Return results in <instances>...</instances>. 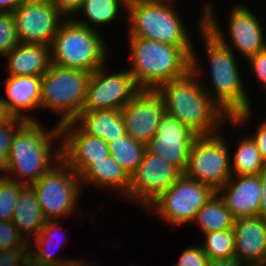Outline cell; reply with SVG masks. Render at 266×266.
<instances>
[{"instance_id": "6da1fadb", "label": "cell", "mask_w": 266, "mask_h": 266, "mask_svg": "<svg viewBox=\"0 0 266 266\" xmlns=\"http://www.w3.org/2000/svg\"><path fill=\"white\" fill-rule=\"evenodd\" d=\"M199 17L201 18L198 21V29L204 43L205 58H208L207 64L210 63L209 77L211 78V85L208 86L209 84L206 81L201 80L205 73L200 67L202 65H200L198 50L195 49V45H193L191 52V71L197 77L201 76L199 79L202 81L204 90L211 100L229 117L228 122L231 126L243 128V125L245 126L252 119V111L254 110H252L253 105L249 98L250 95L246 91V86L243 85L244 80L235 58L236 52L224 46L205 27V11Z\"/></svg>"}, {"instance_id": "7a4b0ae2", "label": "cell", "mask_w": 266, "mask_h": 266, "mask_svg": "<svg viewBox=\"0 0 266 266\" xmlns=\"http://www.w3.org/2000/svg\"><path fill=\"white\" fill-rule=\"evenodd\" d=\"M43 126L40 119L24 121L17 128L3 176L18 183L32 185L61 160L60 126L56 124L49 130ZM54 142L59 144L56 146Z\"/></svg>"}, {"instance_id": "3957f363", "label": "cell", "mask_w": 266, "mask_h": 266, "mask_svg": "<svg viewBox=\"0 0 266 266\" xmlns=\"http://www.w3.org/2000/svg\"><path fill=\"white\" fill-rule=\"evenodd\" d=\"M156 91L163 100L165 113L178 119L198 136L217 134L228 125L229 117L211 100L199 77L191 70L162 84Z\"/></svg>"}, {"instance_id": "277c9868", "label": "cell", "mask_w": 266, "mask_h": 266, "mask_svg": "<svg viewBox=\"0 0 266 266\" xmlns=\"http://www.w3.org/2000/svg\"><path fill=\"white\" fill-rule=\"evenodd\" d=\"M128 44V70L140 90H156L191 70V56L179 46L144 38H128Z\"/></svg>"}, {"instance_id": "5b68a950", "label": "cell", "mask_w": 266, "mask_h": 266, "mask_svg": "<svg viewBox=\"0 0 266 266\" xmlns=\"http://www.w3.org/2000/svg\"><path fill=\"white\" fill-rule=\"evenodd\" d=\"M172 0L135 3L127 7V38H144L183 48L190 56L192 36L178 15ZM174 6V7H173Z\"/></svg>"}, {"instance_id": "8992f818", "label": "cell", "mask_w": 266, "mask_h": 266, "mask_svg": "<svg viewBox=\"0 0 266 266\" xmlns=\"http://www.w3.org/2000/svg\"><path fill=\"white\" fill-rule=\"evenodd\" d=\"M97 30L65 19L51 44V64L93 73L108 61L109 46Z\"/></svg>"}, {"instance_id": "52a82bcc", "label": "cell", "mask_w": 266, "mask_h": 266, "mask_svg": "<svg viewBox=\"0 0 266 266\" xmlns=\"http://www.w3.org/2000/svg\"><path fill=\"white\" fill-rule=\"evenodd\" d=\"M91 73L51 64L41 79L40 110L60 116L57 125L72 122L83 110Z\"/></svg>"}, {"instance_id": "ba28073f", "label": "cell", "mask_w": 266, "mask_h": 266, "mask_svg": "<svg viewBox=\"0 0 266 266\" xmlns=\"http://www.w3.org/2000/svg\"><path fill=\"white\" fill-rule=\"evenodd\" d=\"M213 2H205L203 10L205 11V27L227 48L238 52L246 62L255 56L259 51L266 47V38H264V28L255 11L246 7L244 4H234L232 10L229 9L227 29L225 34L219 27ZM214 10V11H213ZM217 19V20H216ZM264 31V32H263ZM228 35L229 39H226ZM230 42V43H229ZM229 43V44H228Z\"/></svg>"}, {"instance_id": "9c48e42d", "label": "cell", "mask_w": 266, "mask_h": 266, "mask_svg": "<svg viewBox=\"0 0 266 266\" xmlns=\"http://www.w3.org/2000/svg\"><path fill=\"white\" fill-rule=\"evenodd\" d=\"M32 186L46 221L74 215L73 211L76 210L83 189L79 175L62 159Z\"/></svg>"}, {"instance_id": "30bf717a", "label": "cell", "mask_w": 266, "mask_h": 266, "mask_svg": "<svg viewBox=\"0 0 266 266\" xmlns=\"http://www.w3.org/2000/svg\"><path fill=\"white\" fill-rule=\"evenodd\" d=\"M216 193L211 186L183 173L168 190L161 193L145 209L147 213L151 214L153 211L174 226L192 224L197 212Z\"/></svg>"}, {"instance_id": "8fae6325", "label": "cell", "mask_w": 266, "mask_h": 266, "mask_svg": "<svg viewBox=\"0 0 266 266\" xmlns=\"http://www.w3.org/2000/svg\"><path fill=\"white\" fill-rule=\"evenodd\" d=\"M222 133L198 136L190 148L184 174L211 186L216 192L231 178L230 151Z\"/></svg>"}, {"instance_id": "7c38bea8", "label": "cell", "mask_w": 266, "mask_h": 266, "mask_svg": "<svg viewBox=\"0 0 266 266\" xmlns=\"http://www.w3.org/2000/svg\"><path fill=\"white\" fill-rule=\"evenodd\" d=\"M106 68L105 64L91 73L82 111L121 110L140 91L129 70L110 74Z\"/></svg>"}, {"instance_id": "4fadbf2b", "label": "cell", "mask_w": 266, "mask_h": 266, "mask_svg": "<svg viewBox=\"0 0 266 266\" xmlns=\"http://www.w3.org/2000/svg\"><path fill=\"white\" fill-rule=\"evenodd\" d=\"M183 173L173 164L146 150L137 169L130 175L127 199L145 209L168 190Z\"/></svg>"}, {"instance_id": "5bb4252c", "label": "cell", "mask_w": 266, "mask_h": 266, "mask_svg": "<svg viewBox=\"0 0 266 266\" xmlns=\"http://www.w3.org/2000/svg\"><path fill=\"white\" fill-rule=\"evenodd\" d=\"M13 15L20 43L48 46L66 19L51 1L45 0H24Z\"/></svg>"}, {"instance_id": "9a60e30c", "label": "cell", "mask_w": 266, "mask_h": 266, "mask_svg": "<svg viewBox=\"0 0 266 266\" xmlns=\"http://www.w3.org/2000/svg\"><path fill=\"white\" fill-rule=\"evenodd\" d=\"M126 134L143 145L156 135L165 114L163 100L156 90H140L121 109Z\"/></svg>"}, {"instance_id": "2e32d148", "label": "cell", "mask_w": 266, "mask_h": 266, "mask_svg": "<svg viewBox=\"0 0 266 266\" xmlns=\"http://www.w3.org/2000/svg\"><path fill=\"white\" fill-rule=\"evenodd\" d=\"M197 137L189 127L165 113L160 119L156 135L146 145V150L164 158L184 173L190 148Z\"/></svg>"}, {"instance_id": "e0dca14e", "label": "cell", "mask_w": 266, "mask_h": 266, "mask_svg": "<svg viewBox=\"0 0 266 266\" xmlns=\"http://www.w3.org/2000/svg\"><path fill=\"white\" fill-rule=\"evenodd\" d=\"M61 159L79 176L95 161L110 155L108 143L83 133L73 122L60 126Z\"/></svg>"}, {"instance_id": "ac0fdd59", "label": "cell", "mask_w": 266, "mask_h": 266, "mask_svg": "<svg viewBox=\"0 0 266 266\" xmlns=\"http://www.w3.org/2000/svg\"><path fill=\"white\" fill-rule=\"evenodd\" d=\"M261 193L258 175H232L217 191L235 220L258 216Z\"/></svg>"}, {"instance_id": "d6986e66", "label": "cell", "mask_w": 266, "mask_h": 266, "mask_svg": "<svg viewBox=\"0 0 266 266\" xmlns=\"http://www.w3.org/2000/svg\"><path fill=\"white\" fill-rule=\"evenodd\" d=\"M232 230L235 258L241 263L266 265V219L260 216L236 219Z\"/></svg>"}, {"instance_id": "ffe728a7", "label": "cell", "mask_w": 266, "mask_h": 266, "mask_svg": "<svg viewBox=\"0 0 266 266\" xmlns=\"http://www.w3.org/2000/svg\"><path fill=\"white\" fill-rule=\"evenodd\" d=\"M42 76H8L4 84L7 98H2L7 112L11 117L23 119L24 121H38L27 111H40Z\"/></svg>"}, {"instance_id": "44dd1931", "label": "cell", "mask_w": 266, "mask_h": 266, "mask_svg": "<svg viewBox=\"0 0 266 266\" xmlns=\"http://www.w3.org/2000/svg\"><path fill=\"white\" fill-rule=\"evenodd\" d=\"M6 57L8 76H42L51 66V46L19 43Z\"/></svg>"}, {"instance_id": "7402d4cb", "label": "cell", "mask_w": 266, "mask_h": 266, "mask_svg": "<svg viewBox=\"0 0 266 266\" xmlns=\"http://www.w3.org/2000/svg\"><path fill=\"white\" fill-rule=\"evenodd\" d=\"M79 179L82 187L91 185L90 187L95 186L102 190L120 191L122 197L128 195L130 175L111 155L92 163Z\"/></svg>"}, {"instance_id": "603a6c76", "label": "cell", "mask_w": 266, "mask_h": 266, "mask_svg": "<svg viewBox=\"0 0 266 266\" xmlns=\"http://www.w3.org/2000/svg\"><path fill=\"white\" fill-rule=\"evenodd\" d=\"M83 133L97 136L106 143L126 135L121 110L82 111L72 121Z\"/></svg>"}, {"instance_id": "cb8c5ba5", "label": "cell", "mask_w": 266, "mask_h": 266, "mask_svg": "<svg viewBox=\"0 0 266 266\" xmlns=\"http://www.w3.org/2000/svg\"><path fill=\"white\" fill-rule=\"evenodd\" d=\"M15 205L12 223L28 242H32L46 222L32 185L22 188Z\"/></svg>"}, {"instance_id": "d4e9b609", "label": "cell", "mask_w": 266, "mask_h": 266, "mask_svg": "<svg viewBox=\"0 0 266 266\" xmlns=\"http://www.w3.org/2000/svg\"><path fill=\"white\" fill-rule=\"evenodd\" d=\"M125 11H127V7L124 0H83L82 6L76 16L80 13L82 15L81 17L85 18L74 16L72 19L80 25L100 32V25L102 27L110 23L112 24Z\"/></svg>"}, {"instance_id": "484cf974", "label": "cell", "mask_w": 266, "mask_h": 266, "mask_svg": "<svg viewBox=\"0 0 266 266\" xmlns=\"http://www.w3.org/2000/svg\"><path fill=\"white\" fill-rule=\"evenodd\" d=\"M239 139L233 156H230L232 175H259L266 170V161L260 154L256 141L251 134Z\"/></svg>"}, {"instance_id": "4316f807", "label": "cell", "mask_w": 266, "mask_h": 266, "mask_svg": "<svg viewBox=\"0 0 266 266\" xmlns=\"http://www.w3.org/2000/svg\"><path fill=\"white\" fill-rule=\"evenodd\" d=\"M59 222L60 221L58 220L46 221L44 226L41 228L39 234L34 239H32L33 241H35L34 243H36L35 244L36 246H33L32 245L33 243H31L30 246L32 262L54 264L59 261L67 259L61 257L59 254L57 256L55 252L58 253V250L54 252L53 250L55 249L50 248L52 246L54 247L55 245L59 246L56 247V249L61 248L63 246L64 241H66L65 239H67V237L66 238L64 237L65 235H62L61 237L59 236V233L65 234L63 230L61 231L62 225H60ZM54 243L56 244L53 245Z\"/></svg>"}, {"instance_id": "83f0119b", "label": "cell", "mask_w": 266, "mask_h": 266, "mask_svg": "<svg viewBox=\"0 0 266 266\" xmlns=\"http://www.w3.org/2000/svg\"><path fill=\"white\" fill-rule=\"evenodd\" d=\"M235 219L222 198L216 193L211 199L197 212L194 224L199 227L203 234L232 229Z\"/></svg>"}, {"instance_id": "f1b7e54d", "label": "cell", "mask_w": 266, "mask_h": 266, "mask_svg": "<svg viewBox=\"0 0 266 266\" xmlns=\"http://www.w3.org/2000/svg\"><path fill=\"white\" fill-rule=\"evenodd\" d=\"M110 155L131 175L140 165L146 152V145L127 134L108 142Z\"/></svg>"}, {"instance_id": "f546056e", "label": "cell", "mask_w": 266, "mask_h": 266, "mask_svg": "<svg viewBox=\"0 0 266 266\" xmlns=\"http://www.w3.org/2000/svg\"><path fill=\"white\" fill-rule=\"evenodd\" d=\"M201 244L210 260L235 258V237L232 229L203 234Z\"/></svg>"}, {"instance_id": "4dcf8cb0", "label": "cell", "mask_w": 266, "mask_h": 266, "mask_svg": "<svg viewBox=\"0 0 266 266\" xmlns=\"http://www.w3.org/2000/svg\"><path fill=\"white\" fill-rule=\"evenodd\" d=\"M25 184L0 177V220L12 221L15 204Z\"/></svg>"}, {"instance_id": "1f68e13d", "label": "cell", "mask_w": 266, "mask_h": 266, "mask_svg": "<svg viewBox=\"0 0 266 266\" xmlns=\"http://www.w3.org/2000/svg\"><path fill=\"white\" fill-rule=\"evenodd\" d=\"M20 43L13 12H0V56H7Z\"/></svg>"}, {"instance_id": "d6a6232c", "label": "cell", "mask_w": 266, "mask_h": 266, "mask_svg": "<svg viewBox=\"0 0 266 266\" xmlns=\"http://www.w3.org/2000/svg\"><path fill=\"white\" fill-rule=\"evenodd\" d=\"M23 122V119L11 117L6 122L0 124V171L4 174L13 135ZM3 173H0V177L4 175Z\"/></svg>"}, {"instance_id": "836d02e7", "label": "cell", "mask_w": 266, "mask_h": 266, "mask_svg": "<svg viewBox=\"0 0 266 266\" xmlns=\"http://www.w3.org/2000/svg\"><path fill=\"white\" fill-rule=\"evenodd\" d=\"M31 242L26 245L0 250V266H29L31 261Z\"/></svg>"}, {"instance_id": "e575fe53", "label": "cell", "mask_w": 266, "mask_h": 266, "mask_svg": "<svg viewBox=\"0 0 266 266\" xmlns=\"http://www.w3.org/2000/svg\"><path fill=\"white\" fill-rule=\"evenodd\" d=\"M27 243L12 221L0 220V250L21 247Z\"/></svg>"}, {"instance_id": "d590c367", "label": "cell", "mask_w": 266, "mask_h": 266, "mask_svg": "<svg viewBox=\"0 0 266 266\" xmlns=\"http://www.w3.org/2000/svg\"><path fill=\"white\" fill-rule=\"evenodd\" d=\"M199 244L185 248L181 253L177 263L172 266H207L209 257Z\"/></svg>"}, {"instance_id": "8d00e7d4", "label": "cell", "mask_w": 266, "mask_h": 266, "mask_svg": "<svg viewBox=\"0 0 266 266\" xmlns=\"http://www.w3.org/2000/svg\"><path fill=\"white\" fill-rule=\"evenodd\" d=\"M249 70L253 73L255 78H257L259 84L265 87L266 91V47L259 51L255 56H252L247 61Z\"/></svg>"}, {"instance_id": "74e56055", "label": "cell", "mask_w": 266, "mask_h": 266, "mask_svg": "<svg viewBox=\"0 0 266 266\" xmlns=\"http://www.w3.org/2000/svg\"><path fill=\"white\" fill-rule=\"evenodd\" d=\"M51 3L66 19H70L81 8L83 0H51Z\"/></svg>"}, {"instance_id": "f35d334b", "label": "cell", "mask_w": 266, "mask_h": 266, "mask_svg": "<svg viewBox=\"0 0 266 266\" xmlns=\"http://www.w3.org/2000/svg\"><path fill=\"white\" fill-rule=\"evenodd\" d=\"M251 136L256 141L260 154L266 161V119H263L260 125H257L256 132Z\"/></svg>"}, {"instance_id": "ab89813d", "label": "cell", "mask_w": 266, "mask_h": 266, "mask_svg": "<svg viewBox=\"0 0 266 266\" xmlns=\"http://www.w3.org/2000/svg\"><path fill=\"white\" fill-rule=\"evenodd\" d=\"M95 266L96 264H94L93 261L91 262H88L87 260H84V259H78L76 260L75 258L74 259H65V260H62V261H59L57 263H54V264H51V263H34L32 261H30V264L29 266Z\"/></svg>"}, {"instance_id": "60d3db41", "label": "cell", "mask_w": 266, "mask_h": 266, "mask_svg": "<svg viewBox=\"0 0 266 266\" xmlns=\"http://www.w3.org/2000/svg\"><path fill=\"white\" fill-rule=\"evenodd\" d=\"M261 183V200L259 205L258 216L266 219V170L262 171L259 175Z\"/></svg>"}, {"instance_id": "b9f144b4", "label": "cell", "mask_w": 266, "mask_h": 266, "mask_svg": "<svg viewBox=\"0 0 266 266\" xmlns=\"http://www.w3.org/2000/svg\"><path fill=\"white\" fill-rule=\"evenodd\" d=\"M24 0H0V12H13Z\"/></svg>"}, {"instance_id": "7bdbcfd3", "label": "cell", "mask_w": 266, "mask_h": 266, "mask_svg": "<svg viewBox=\"0 0 266 266\" xmlns=\"http://www.w3.org/2000/svg\"><path fill=\"white\" fill-rule=\"evenodd\" d=\"M243 263L239 262L236 258L232 259H218L209 260L207 266H241Z\"/></svg>"}, {"instance_id": "ee69618b", "label": "cell", "mask_w": 266, "mask_h": 266, "mask_svg": "<svg viewBox=\"0 0 266 266\" xmlns=\"http://www.w3.org/2000/svg\"><path fill=\"white\" fill-rule=\"evenodd\" d=\"M156 1H160V0H124V3L126 5V7L133 5L135 3H146V2H156Z\"/></svg>"}, {"instance_id": "f6af8a7d", "label": "cell", "mask_w": 266, "mask_h": 266, "mask_svg": "<svg viewBox=\"0 0 266 266\" xmlns=\"http://www.w3.org/2000/svg\"><path fill=\"white\" fill-rule=\"evenodd\" d=\"M241 266H266L263 264H248V263H243Z\"/></svg>"}]
</instances>
